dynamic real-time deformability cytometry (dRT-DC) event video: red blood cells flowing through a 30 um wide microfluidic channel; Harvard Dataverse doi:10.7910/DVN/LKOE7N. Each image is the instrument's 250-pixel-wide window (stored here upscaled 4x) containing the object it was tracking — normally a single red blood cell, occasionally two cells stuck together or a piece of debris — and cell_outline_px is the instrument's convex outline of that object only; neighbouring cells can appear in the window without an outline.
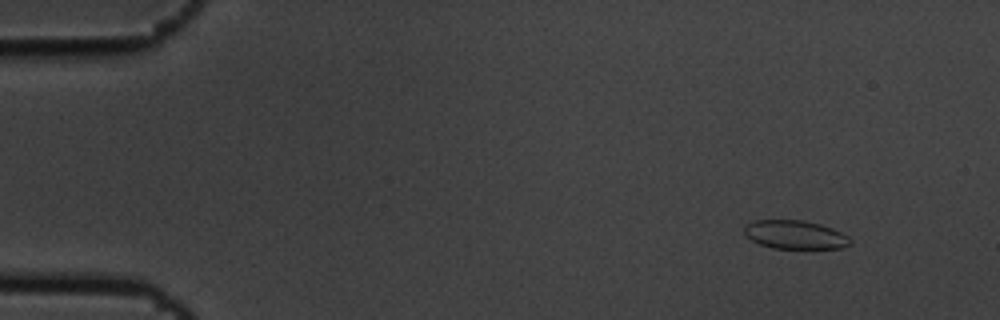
{"species": "common noctule bat (a hibernating species)", "species_latin": "Nyctalus noctula", "temperature_condition": "cold", "stored_images_in_passage": 5, "camera_frame_rate_fps": 3000, "um_per_image_px": 0.085, "animal": {"sex": "male", "body_mass_g": 19.5, "forearm_length_mm": 54.6}, "frame": {"image": 1, "passage_image": 2, "time_ms": 0.333, "image_size_px": [1000, 320], "cell_outline_px": [[852, 240], [844, 248], [772, 248], [760, 244], [744, 236], [744, 228], [748, 224], [756, 220], [804, 220], [820, 224], [832, 228], [848, 236]], "centroid_in_image_um": [67.57, 19.95], "position_along_channel_um": 17.4, "area_um2": 17.57}}